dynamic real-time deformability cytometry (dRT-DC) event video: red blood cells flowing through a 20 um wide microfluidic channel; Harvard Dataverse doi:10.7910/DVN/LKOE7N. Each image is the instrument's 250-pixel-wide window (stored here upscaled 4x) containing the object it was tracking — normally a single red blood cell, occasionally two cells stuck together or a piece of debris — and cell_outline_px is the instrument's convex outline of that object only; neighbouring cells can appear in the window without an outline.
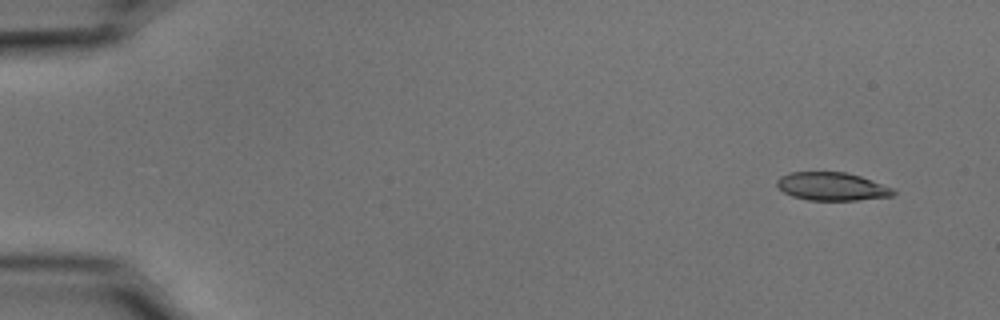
{"species": "common noctule bat (a hibernating species)", "species_latin": "Nyctalus noctula", "temperature_condition": "cold", "stored_images_in_passage": 51, "camera_frame_rate_fps": 3000, "um_per_image_px": 0.085, "animal": {"sex": "male", "body_mass_g": 15.6}, "frame": {"image": 1, "passage_image": 1, "time_ms": 0.0, "image_size_px": [1000, 320], "cell_outline_px": [[896, 192], [892, 196], [856, 200], [808, 200], [792, 196], [784, 192], [776, 184], [776, 180], [780, 176], [792, 172], [844, 172], [860, 176], [892, 188]], "centroid_in_image_um": [70.68, 15.85], "position_along_channel_um": 14.3, "area_um2": 18.9}}
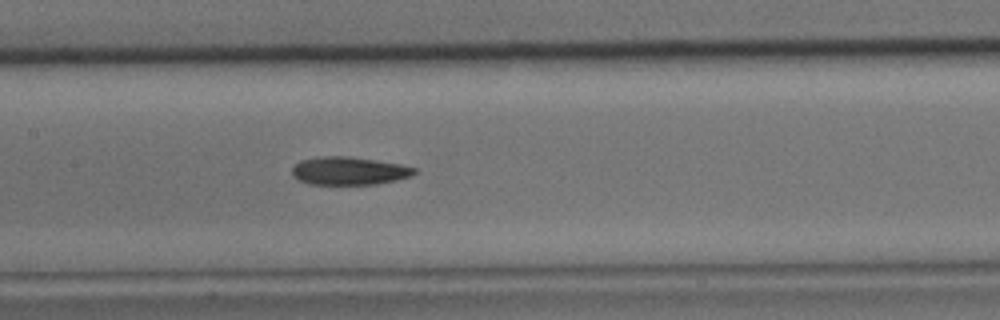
{"frame": {"image": 2, "passage_image": 24, "time_ms": 7.667, "image_size_px": [1000, 320], "cell_outline_px": [[416, 172], [412, 176], [396, 180], [376, 184], [308, 184], [296, 180], [292, 176], [292, 168], [300, 160], [320, 156], [348, 156], [400, 164], [416, 168]], "centroid_in_image_um": [29.63, 14.52], "position_along_channel_um": 177.8, "area_um2": 20.06}}
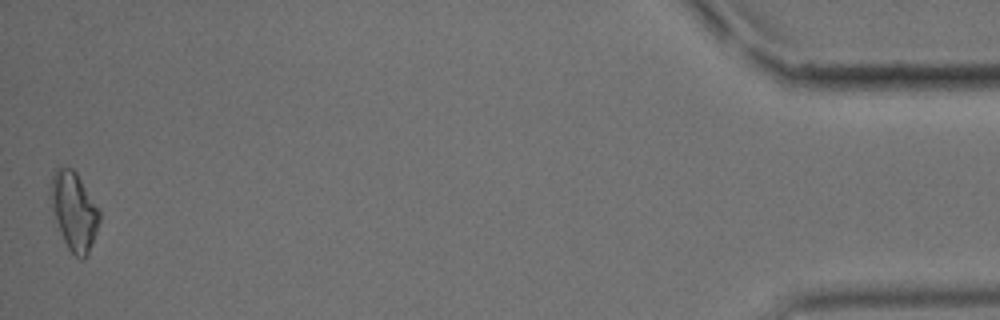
{"frame": {"image": 3, "passage_image": 51, "time_ms": 16.667, "image_size_px": [1000, 320], "cell_outline_px": [[100, 220], [96, 232], [88, 252], [84, 260], [80, 260], [68, 248], [64, 240], [56, 220], [52, 208], [52, 176], [56, 168], [64, 164], [72, 168], [76, 172], [100, 208]], "centroid_in_image_um": [6.33, 17.91], "position_along_channel_um": 428.9, "area_um2": 21.96}, "authors_computed_cell_mechanics": {"area_um2": 20.23, "velocity_mm_per_s": 3.7258, "shape_relaxation_time_tau1_ms": null, "shape_relaxation_time_tau2_ms": 9.9311, "deformation_change_tau1": null, "deformation_change_tau2": 0.222}}